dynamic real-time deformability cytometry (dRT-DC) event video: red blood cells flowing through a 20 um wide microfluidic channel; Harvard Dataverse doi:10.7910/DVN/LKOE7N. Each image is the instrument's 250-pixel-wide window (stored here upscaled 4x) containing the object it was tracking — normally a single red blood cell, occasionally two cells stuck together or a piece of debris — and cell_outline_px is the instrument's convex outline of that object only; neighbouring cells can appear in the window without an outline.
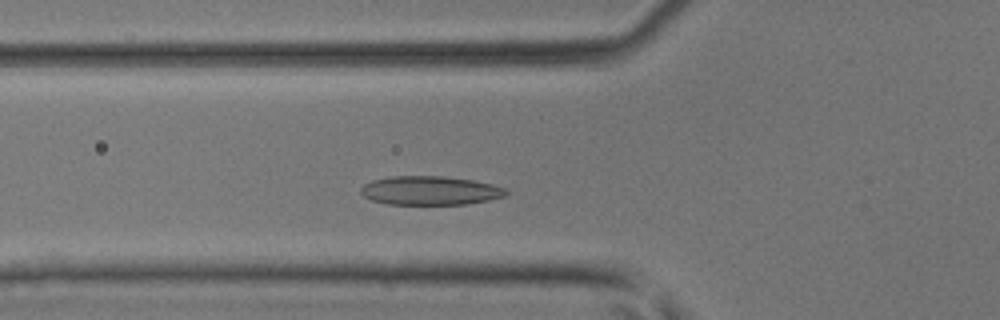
{"species": "common noctule bat (a hibernating species)", "species_latin": "Nyctalus noctula", "temperature_condition": "room temperature", "stored_images_in_passage": 40, "camera_frame_rate_fps": 3000, "um_per_image_px": 0.085, "animal": {"sex": "male", "body_mass_g": 17.9, "forearm_length_mm": 54.2}, "frame": {"image": 1, "passage_image": 10, "time_ms": 3.0, "image_size_px": [1000, 320], "cell_outline_px": [[512, 192], [508, 196], [488, 200], [464, 204], [388, 204], [372, 200], [364, 196], [360, 192], [360, 188], [364, 184], [372, 180], [392, 176], [444, 176], [476, 180], [492, 184], [504, 188]], "centroid_in_image_um": [36.61, 16.19], "position_along_channel_um": 89.2, "area_um2": 24.62}}
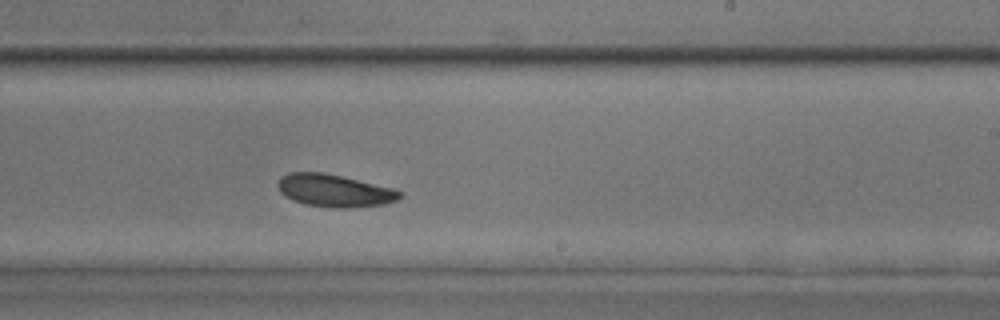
{"frame": {"image": 2, "passage_image": 22, "time_ms": 7.0, "image_size_px": [1000, 320], "cell_outline_px": [[404, 196], [396, 200], [384, 204], [352, 208], [332, 208], [304, 204], [292, 200], [284, 196], [280, 192], [276, 184], [280, 176], [288, 172], [324, 172], [392, 188], [404, 192]], "centroid_in_image_um": [28.39, 16.2], "position_along_channel_um": 260.6, "area_um2": 23.41}}
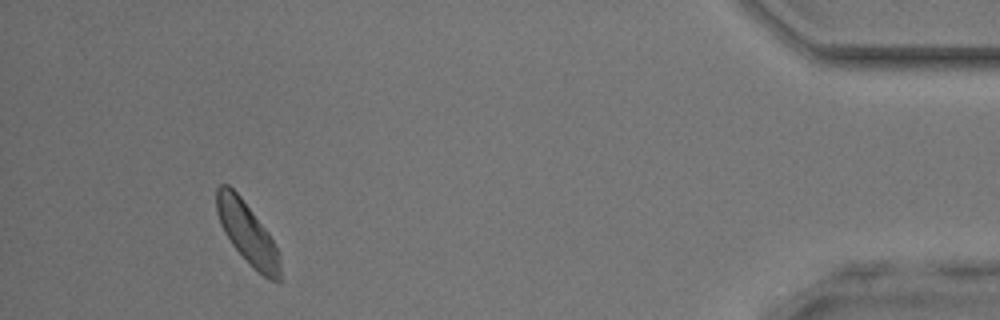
{"frame": {"image": 3, "passage_image": 37, "time_ms": 12.0, "image_size_px": [1000, 320], "cell_outline_px": [[280, 280], [272, 280], [264, 276], [232, 244], [224, 232], [220, 224], [216, 212], [216, 188], [220, 184], [228, 184], [240, 196], [268, 232], [280, 256]], "centroid_in_image_um": [20.99, 19.75], "position_along_channel_um": 414.2, "area_um2": 22.08}}